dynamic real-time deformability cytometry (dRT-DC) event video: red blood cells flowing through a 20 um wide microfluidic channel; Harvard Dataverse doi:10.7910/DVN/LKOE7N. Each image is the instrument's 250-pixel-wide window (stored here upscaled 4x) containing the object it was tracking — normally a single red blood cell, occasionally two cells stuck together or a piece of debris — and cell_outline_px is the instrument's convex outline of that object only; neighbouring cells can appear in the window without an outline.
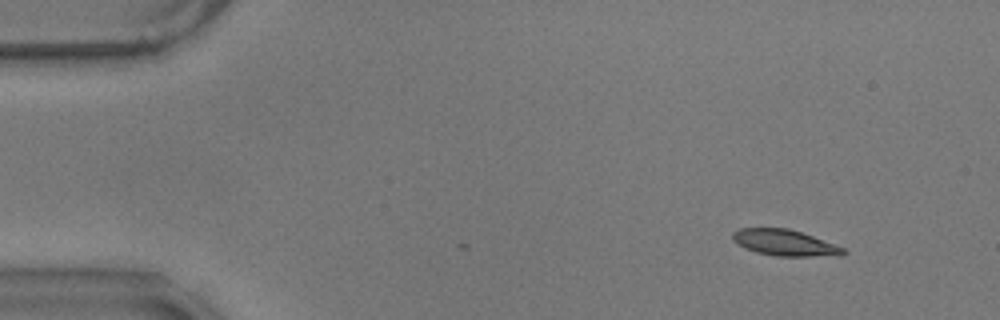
{"species": "common noctule bat (a hibernating species)", "species_latin": "Nyctalus noctula", "temperature_condition": "warm", "stored_images_in_passage": 2, "camera_frame_rate_fps": 3000, "um_per_image_px": 0.085, "animal": {"sex": "male", "body_mass_g": 17.9}, "frame": {"image": 1, "passage_image": 2, "time_ms": 0.333, "image_size_px": [1000, 320], "cell_outline_px": [[848, 252], [840, 256], [776, 256], [756, 252], [732, 240], [732, 232], [740, 228], [788, 228], [812, 236], [844, 248]], "centroid_in_image_um": [66.72, 20.64], "position_along_channel_um": 18.3, "area_um2": 16.65}}